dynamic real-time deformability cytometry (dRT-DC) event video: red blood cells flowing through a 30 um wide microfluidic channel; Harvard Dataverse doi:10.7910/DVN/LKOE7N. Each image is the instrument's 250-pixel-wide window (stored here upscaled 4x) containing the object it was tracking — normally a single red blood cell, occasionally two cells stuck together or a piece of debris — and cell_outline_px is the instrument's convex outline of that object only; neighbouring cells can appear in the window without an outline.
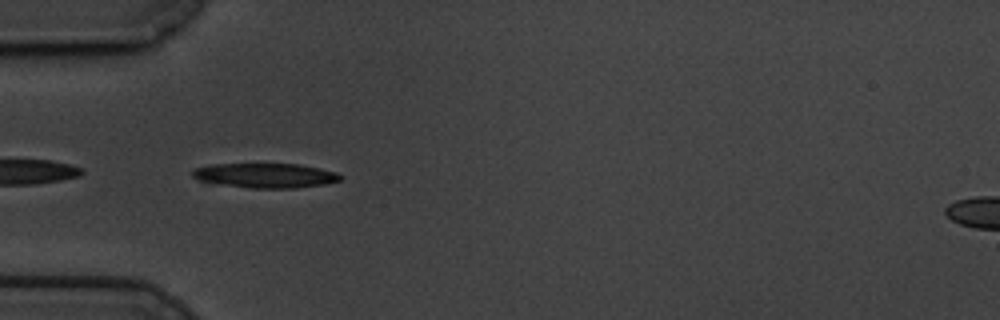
{"species": "common noctule bat (a hibernating species)", "species_latin": "Nyctalus noctula", "temperature_condition": "cold", "stored_images_in_passage": 42, "camera_frame_rate_fps": 3000, "um_per_image_px": 0.085, "animal": {"sex": "male", "body_mass_g": 19.5, "forearm_length_mm": 54.6}, "frame": {"image": 1, "passage_image": 1, "time_ms": 0.0, "image_size_px": [1000, 320], "cell_outline_px": [[340, 180], [324, 184], [292, 188], [252, 188], [200, 180], [192, 176], [192, 168], [212, 164], [300, 164], [320, 168], [336, 172], [340, 176]], "centroid_in_image_um": [22.56, 14.9], "position_along_channel_um": 62.4, "area_um2": 20.87}}
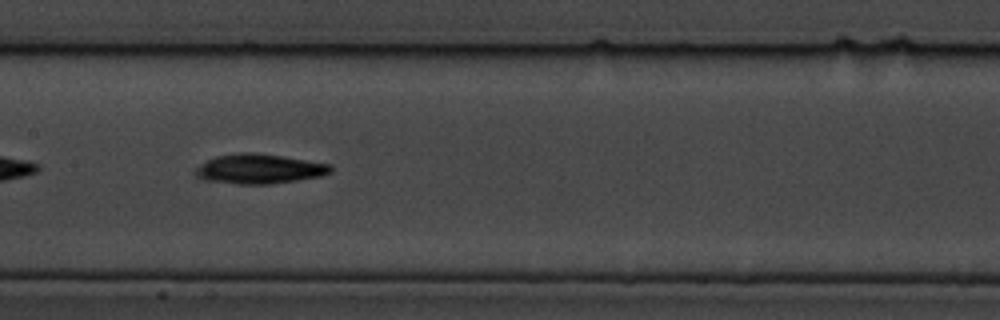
{"frame": {"image": 2, "passage_image": 12, "time_ms": 3.667, "image_size_px": [1000, 320], "cell_outline_px": [[332, 172], [320, 176], [272, 184], [236, 184], [204, 180], [196, 176], [192, 172], [196, 168], [208, 160], [216, 156], [236, 152], [252, 152], [280, 156], [332, 164]], "centroid_in_image_um": [22.01, 14.36], "position_along_channel_um": 185.4, "area_um2": 23.41}}
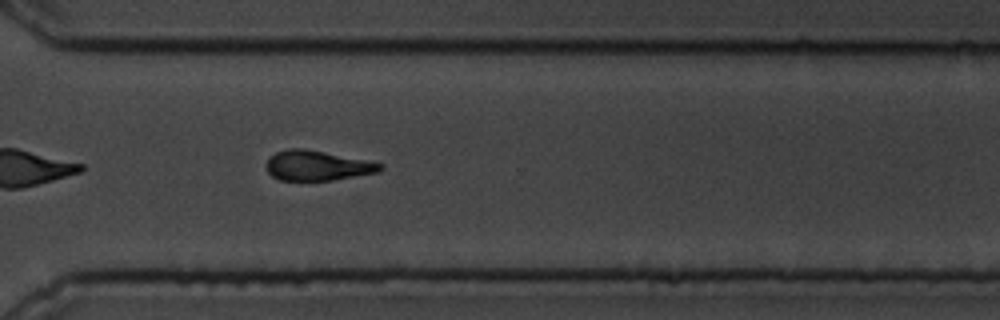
{"frame": {"image": 3, "passage_image": 26, "time_ms": 8.333, "image_size_px": [1000, 320], "cell_outline_px": [[384, 168], [380, 172], [332, 180], [280, 180], [272, 176], [268, 172], [268, 160], [276, 152], [288, 148], [304, 148], [384, 164]], "centroid_in_image_um": [26.99, 14.08], "position_along_channel_um": 343.6, "area_um2": 19.59}, "authors_computed_cell_mechanics": {"area_um2": 20.1144, "velocity_mm_per_s": 3.3959, "shape_relaxation_time_tau1_ms": 3.5985, "shape_relaxation_time_tau2_ms": null, "deformation_change_tau1": 0.1651, "deformation_change_tau2": null}}